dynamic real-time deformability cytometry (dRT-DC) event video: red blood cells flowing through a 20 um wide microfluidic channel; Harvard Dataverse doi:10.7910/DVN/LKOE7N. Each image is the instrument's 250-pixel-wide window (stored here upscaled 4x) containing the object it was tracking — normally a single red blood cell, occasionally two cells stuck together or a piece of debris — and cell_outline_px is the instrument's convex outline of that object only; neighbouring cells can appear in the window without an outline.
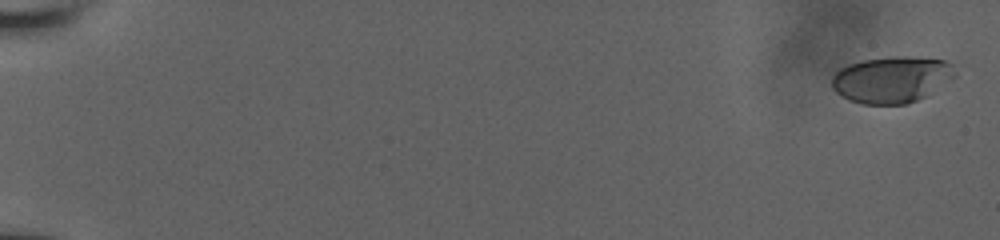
{"species": "human", "species_latin": "Homo sapiens", "temperature_condition": "room temperature", "stored_images_in_passage": 9, "camera_frame_rate_fps": 3000, "um_per_image_px": 0.085, "donor": {"sex": "male"}, "frame": {"image": 1, "passage_image": 1, "time_ms": 0.0, "image_size_px": [1000, 240], "cell_outline_px": [[956, 76], [924, 96], [916, 100], [904, 104], [864, 104], [848, 100], [836, 92], [832, 88], [832, 76], [840, 68], [848, 64], [864, 60], [896, 56], [904, 56], [944, 60], [952, 64]], "centroid_in_image_um": [75.76, 6.75], "position_along_channel_um": 9.2, "area_um2": 33.0}}
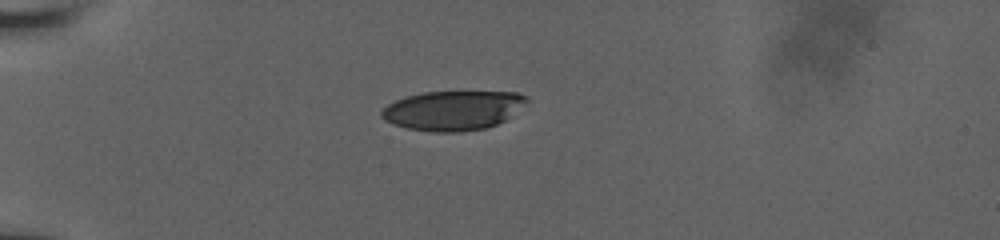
{"frame": {"image": 2, "passage_image": 6, "time_ms": 5.333, "image_size_px": [1000, 240], "cell_outline_px": [[532, 100], [504, 120], [496, 124], [484, 128], [460, 132], [436, 132], [408, 128], [392, 124], [384, 120], [380, 116], [380, 112], [388, 104], [404, 96], [424, 92], [516, 92], [528, 96]], "centroid_in_image_um": [38.51, 9.38], "position_along_channel_um": 46.5, "area_um2": 33.47}}
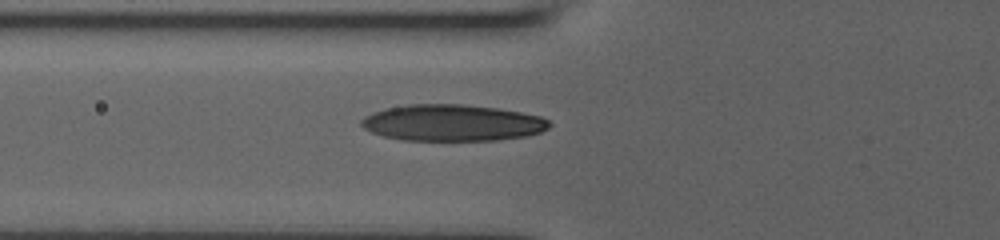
{"frame": {"image": 3, "passage_image": 9, "time_ms": 7.333, "image_size_px": [1000, 240], "cell_outline_px": [[552, 124], [548, 128], [540, 132], [528, 136], [496, 140], [404, 140], [384, 136], [372, 132], [364, 128], [360, 124], [360, 120], [364, 116], [372, 112], [384, 108], [408, 104], [464, 104], [496, 108], [520, 112], [540, 116], [548, 120]], "centroid_in_image_um": [38.43, 10.43], "position_along_channel_um": 87.4, "area_um2": 40.06}}